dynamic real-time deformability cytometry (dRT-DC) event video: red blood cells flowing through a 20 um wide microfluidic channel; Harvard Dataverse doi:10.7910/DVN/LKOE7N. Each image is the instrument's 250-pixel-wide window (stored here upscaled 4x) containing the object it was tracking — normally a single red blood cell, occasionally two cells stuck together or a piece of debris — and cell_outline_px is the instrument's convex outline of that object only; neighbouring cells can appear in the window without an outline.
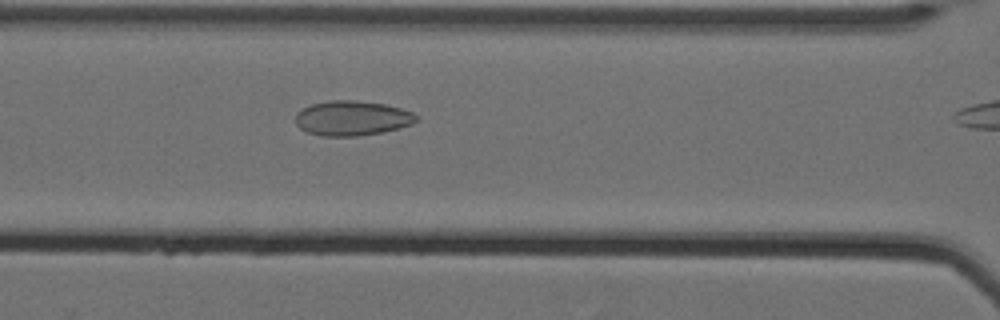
{"species": "Egyptian fruit bat (a non-hibernating species)", "species_latin": "Rousettus aegyptiacus", "temperature_condition": "cold", "stored_images_in_passage": 5, "camera_frame_rate_fps": 3000, "um_per_image_px": 0.085, "animal": {"sex": "female"}, "frame": {"image": 1, "passage_image": 4, "time_ms": 1.0, "image_size_px": [1000, 320], "cell_outline_px": [[420, 120], [412, 124], [380, 132], [356, 136], [320, 136], [308, 132], [300, 128], [296, 124], [296, 112], [312, 104], [328, 100], [356, 100], [384, 104], [400, 108], [412, 112]], "centroid_in_image_um": [29.91, 10.04], "position_along_channel_um": 136.7, "area_um2": 24.39}}